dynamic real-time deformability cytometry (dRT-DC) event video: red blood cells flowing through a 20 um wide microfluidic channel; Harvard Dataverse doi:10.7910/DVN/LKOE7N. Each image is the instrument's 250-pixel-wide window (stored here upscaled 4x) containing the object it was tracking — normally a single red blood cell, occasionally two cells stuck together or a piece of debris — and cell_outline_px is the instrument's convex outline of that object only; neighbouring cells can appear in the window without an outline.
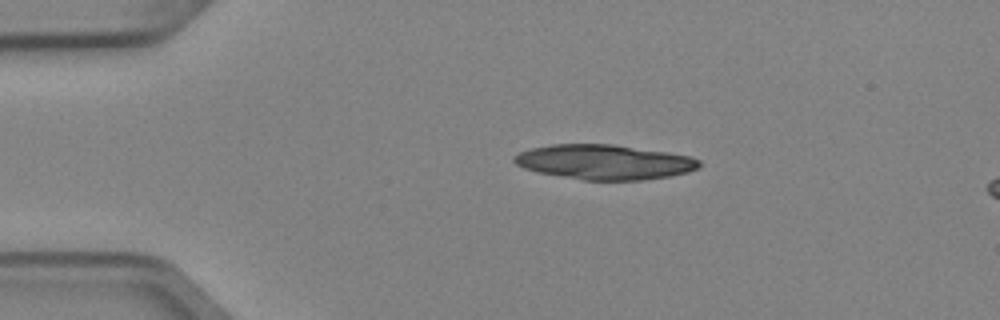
{"species": "Egyptian fruit bat (a non-hibernating species)", "species_latin": "Rousettus aegyptiacus", "temperature_condition": "cold", "stored_images_in_passage": 3, "camera_frame_rate_fps": 3000, "um_per_image_px": 0.085, "animal": {"sex": "female"}, "frame": {"image": 1, "passage_image": 1, "time_ms": 0.0, "image_size_px": [1000, 320], "cell_outline_px": [[700, 168], [688, 172], [672, 176], [644, 180], [584, 180], [536, 172], [524, 168], [516, 164], [512, 160], [512, 156], [520, 152], [532, 148], [552, 144], [612, 144], [668, 152], [688, 156], [700, 160]], "centroid_in_image_um": [51.37, 13.78], "position_along_channel_um": 33.6, "area_um2": 37.69}}